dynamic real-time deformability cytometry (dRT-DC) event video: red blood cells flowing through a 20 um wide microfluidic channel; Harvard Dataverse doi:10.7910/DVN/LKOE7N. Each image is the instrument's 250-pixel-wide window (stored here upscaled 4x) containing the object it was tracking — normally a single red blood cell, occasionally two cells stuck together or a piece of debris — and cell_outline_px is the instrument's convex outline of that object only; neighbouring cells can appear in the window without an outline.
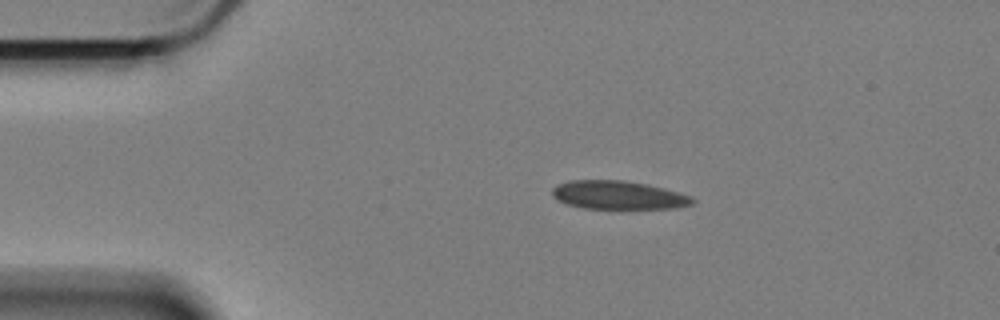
{"species": "Egyptian fruit bat (a non-hibernating species)", "species_latin": "Rousettus aegyptiacus", "temperature_condition": "cold", "stored_images_in_passage": 48, "camera_frame_rate_fps": 3000, "um_per_image_px": 0.085, "animal": {"sex": "female"}, "frame": {"image": 1, "passage_image": 1, "time_ms": 0.0, "image_size_px": [1000, 320], "cell_outline_px": [[696, 200], [692, 204], [676, 208], [584, 208], [568, 204], [552, 196], [552, 188], [556, 184], [568, 180], [624, 180], [648, 184], [664, 188], [692, 196]], "centroid_in_image_um": [52.56, 16.57], "position_along_channel_um": 32.4, "area_um2": 23.24}}
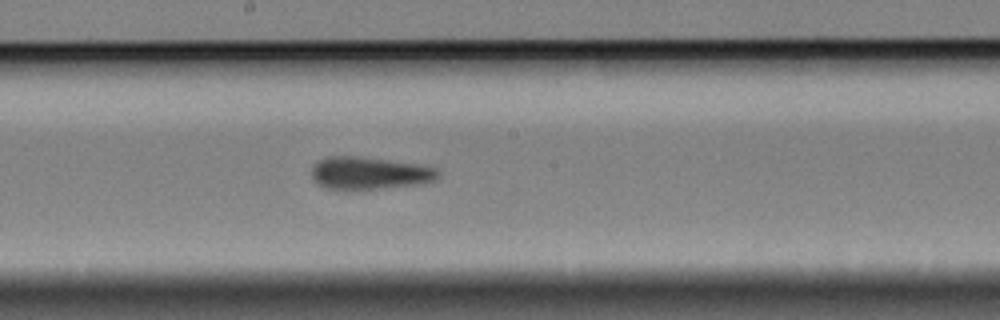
{"frame": {"image": 2, "passage_image": 21, "time_ms": 6.667, "image_size_px": [1000, 320], "cell_outline_px": [[440, 176], [432, 180], [416, 184], [360, 192], [344, 192], [324, 188], [316, 184], [312, 176], [312, 168], [316, 160], [328, 156], [356, 156], [388, 160], [416, 164], [436, 168], [440, 172]], "centroid_in_image_um": [31.3, 14.76], "position_along_channel_um": 216.9, "area_um2": 24.8}}
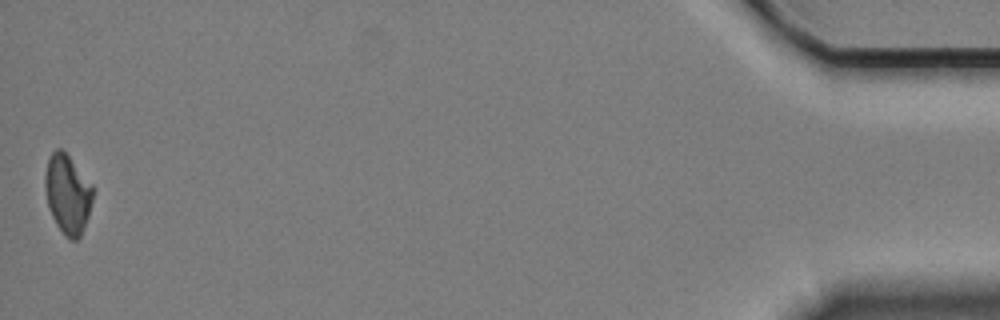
{"frame": {"image": 3, "passage_image": 48, "time_ms": 15.667, "image_size_px": [1000, 320], "cell_outline_px": [[92, 200], [88, 216], [80, 236], [76, 240], [72, 240], [64, 236], [56, 224], [48, 208], [44, 188], [44, 176], [48, 156], [56, 148], [60, 148], [68, 156], [92, 184]], "centroid_in_image_um": [5.71, 16.49], "position_along_channel_um": 429.5, "area_um2": 22.02}, "authors_computed_cell_mechanics": {"area_um2": 23.8136, "velocity_mm_per_s": 3.3841, "shape_relaxation_time_tau1_ms": null, "shape_relaxation_time_tau2_ms": 2.481, "deformation_change_tau1": null, "deformation_change_tau2": 0.0655}}